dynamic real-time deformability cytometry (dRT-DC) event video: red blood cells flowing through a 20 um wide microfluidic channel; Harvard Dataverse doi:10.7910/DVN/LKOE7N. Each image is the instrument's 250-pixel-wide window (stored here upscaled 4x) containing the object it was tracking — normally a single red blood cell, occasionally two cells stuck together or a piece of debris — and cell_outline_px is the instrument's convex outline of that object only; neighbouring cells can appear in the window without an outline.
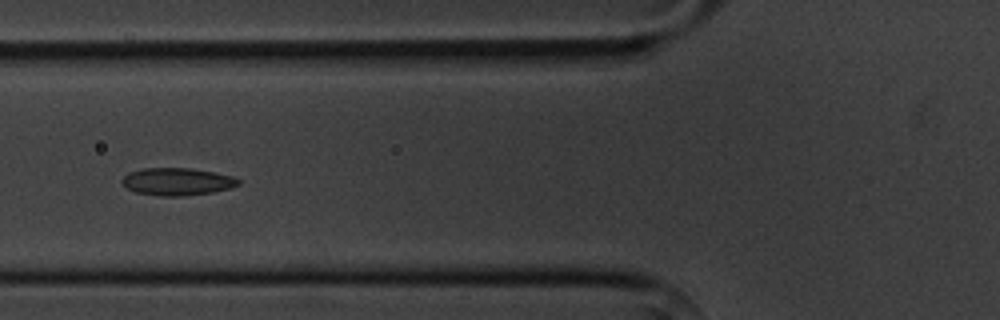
{"species": "common noctule bat (a hibernating species)", "species_latin": "Nyctalus noctula", "temperature_condition": "cold", "stored_images_in_passage": 8, "camera_frame_rate_fps": 3000, "um_per_image_px": 0.085, "animal": {"sex": "male", "body_mass_g": 20.1, "forearm_length_mm": 53.5}, "frame": {"image": 1, "passage_image": 6, "time_ms": 6.667, "image_size_px": [1000, 320], "cell_outline_px": [[240, 184], [232, 188], [212, 192], [184, 196], [160, 196], [136, 192], [128, 188], [120, 180], [128, 172], [144, 168], [188, 168], [212, 172], [232, 176], [240, 180]], "centroid_in_image_um": [15.06, 15.44], "position_along_channel_um": 110.7, "area_um2": 18.55}}
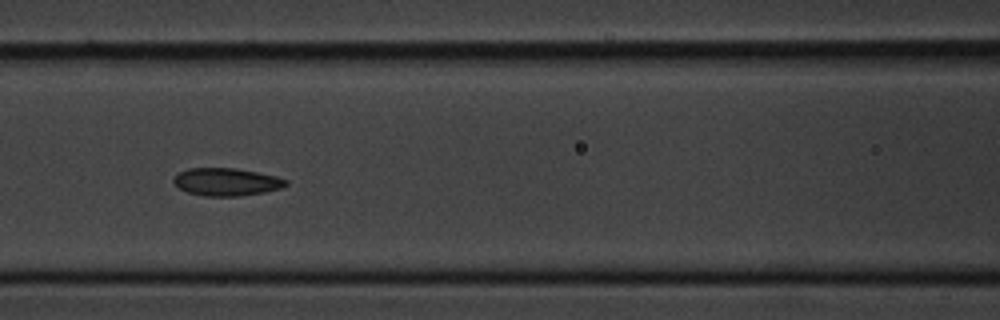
{"frame": {"image": 2, "passage_image": 7, "time_ms": 7.667, "image_size_px": [1000, 320], "cell_outline_px": [[288, 184], [280, 188], [264, 192], [240, 196], [204, 196], [188, 192], [180, 188], [172, 180], [180, 172], [188, 168], [236, 168], [276, 176], [288, 180]], "centroid_in_image_um": [19.27, 15.46], "position_along_channel_um": 147.3, "area_um2": 17.98}}
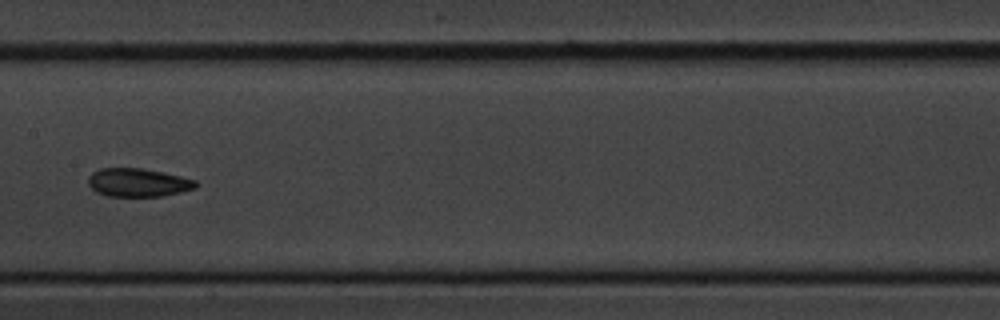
{"frame": {"image": 3, "passage_image": 8, "time_ms": 9.0, "image_size_px": [1000, 320], "cell_outline_px": [[196, 188], [164, 196], [108, 196], [96, 192], [88, 184], [88, 176], [92, 172], [100, 168], [140, 168], [180, 176], [196, 180]], "centroid_in_image_um": [11.7, 15.52], "position_along_channel_um": 195.7, "area_um2": 17.69}}